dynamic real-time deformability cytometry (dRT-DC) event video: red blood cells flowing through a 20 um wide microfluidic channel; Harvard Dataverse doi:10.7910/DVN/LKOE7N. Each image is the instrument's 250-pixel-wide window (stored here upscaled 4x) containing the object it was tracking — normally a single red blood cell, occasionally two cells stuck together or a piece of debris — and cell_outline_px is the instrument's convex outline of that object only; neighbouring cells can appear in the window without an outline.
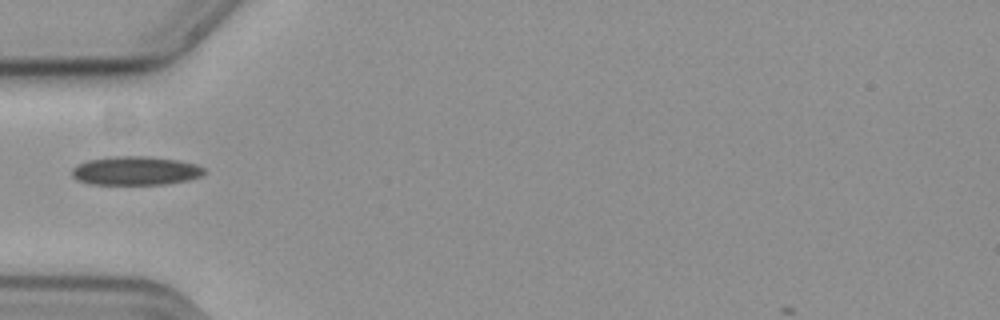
{"species": "common noctule bat (a hibernating species)", "species_latin": "Nyctalus noctula", "temperature_condition": "cold", "stored_images_in_passage": 39, "camera_frame_rate_fps": 3000, "um_per_image_px": 0.085, "animal": {"sex": "female", "body_mass_g": 19.3, "forearm_length_mm": 54.1}, "frame": {"image": 1, "passage_image": 1, "time_ms": 0.0, "image_size_px": [1000, 320], "cell_outline_px": [[204, 172], [200, 176], [188, 180], [164, 184], [92, 184], [76, 180], [72, 176], [72, 168], [76, 164], [88, 160], [112, 156], [148, 156], [180, 160], [196, 164], [204, 168]], "centroid_in_image_um": [11.49, 14.5], "position_along_channel_um": 73.5, "area_um2": 22.25}}
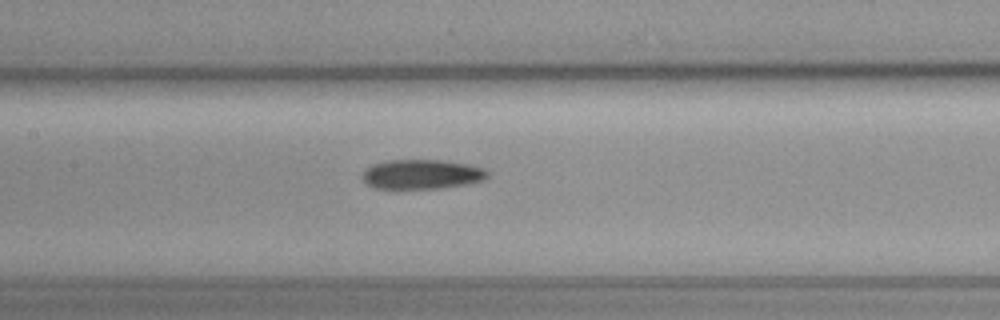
{"frame": {"image": 2, "passage_image": 9, "time_ms": 2.667, "image_size_px": [1000, 320], "cell_outline_px": [[488, 176], [484, 180], [468, 184], [440, 188], [376, 188], [368, 184], [364, 180], [364, 172], [372, 164], [388, 160], [440, 160], [468, 164], [484, 168], [488, 172]], "centroid_in_image_um": [35.9, 14.81], "position_along_channel_um": 171.5, "area_um2": 21.33}}
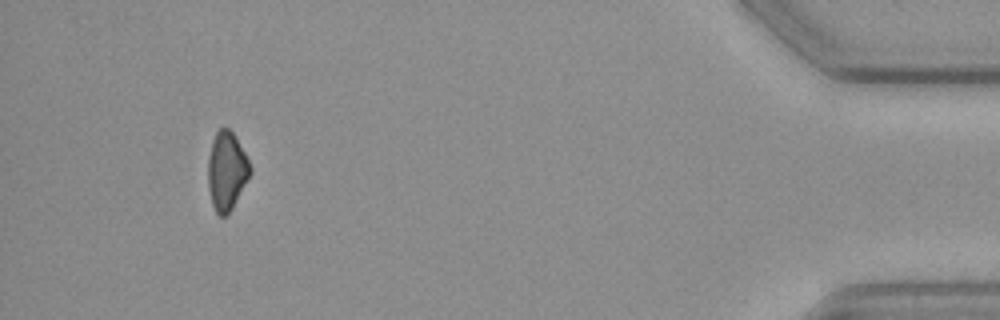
{"frame": {"image": 3, "passage_image": 35, "time_ms": 11.333, "image_size_px": [1000, 320], "cell_outline_px": [[252, 172], [232, 208], [224, 216], [220, 216], [216, 212], [212, 204], [208, 188], [208, 156], [212, 140], [216, 132], [220, 128], [228, 128], [236, 136], [252, 168]], "centroid_in_image_um": [19.26, 14.51], "position_along_channel_um": 415.9, "area_um2": 19.25}}